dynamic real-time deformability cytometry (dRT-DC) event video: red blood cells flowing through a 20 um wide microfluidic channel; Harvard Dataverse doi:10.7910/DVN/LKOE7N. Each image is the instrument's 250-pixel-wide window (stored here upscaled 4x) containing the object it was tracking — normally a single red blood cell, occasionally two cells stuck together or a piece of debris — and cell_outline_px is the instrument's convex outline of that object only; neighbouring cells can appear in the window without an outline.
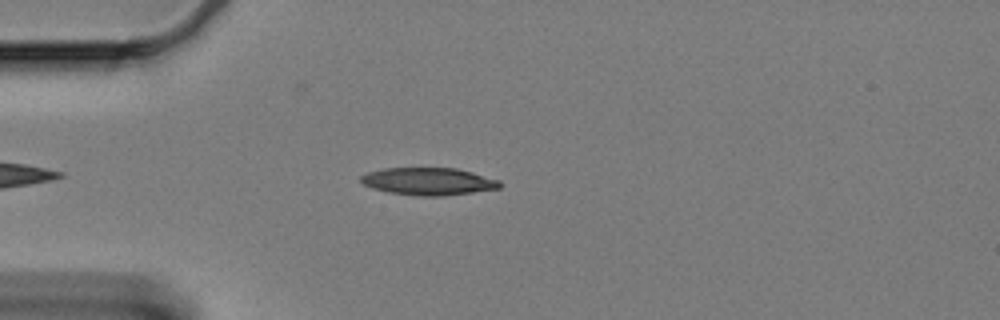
{"species": "Egyptian fruit bat (a non-hibernating species)", "species_latin": "Rousettus aegyptiacus", "temperature_condition": "cold", "stored_images_in_passage": 48, "camera_frame_rate_fps": 3000, "um_per_image_px": 0.085, "animal": {"sex": "female"}, "frame": {"image": 1, "passage_image": 8, "time_ms": 2.333, "image_size_px": [1000, 320], "cell_outline_px": [[504, 184], [500, 188], [444, 196], [420, 196], [388, 192], [372, 188], [364, 184], [360, 180], [360, 176], [368, 172], [384, 168], [456, 168], [472, 172], [500, 180]], "centroid_in_image_um": [36.44, 15.42], "position_along_channel_um": 48.6, "area_um2": 22.25}}
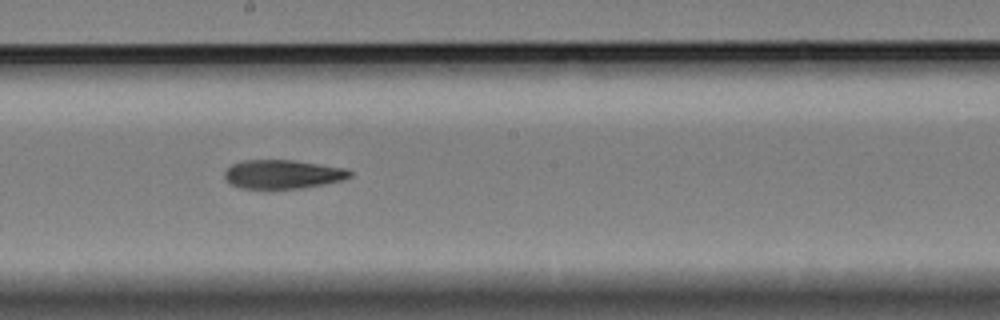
{"frame": {"image": 2, "passage_image": 25, "time_ms": 8.0, "image_size_px": [1000, 320], "cell_outline_px": [[352, 176], [340, 180], [300, 188], [240, 188], [232, 184], [224, 176], [224, 172], [232, 164], [244, 160], [292, 160], [344, 168], [352, 172]], "centroid_in_image_um": [24.0, 14.8], "position_along_channel_um": 224.2, "area_um2": 20.58}}
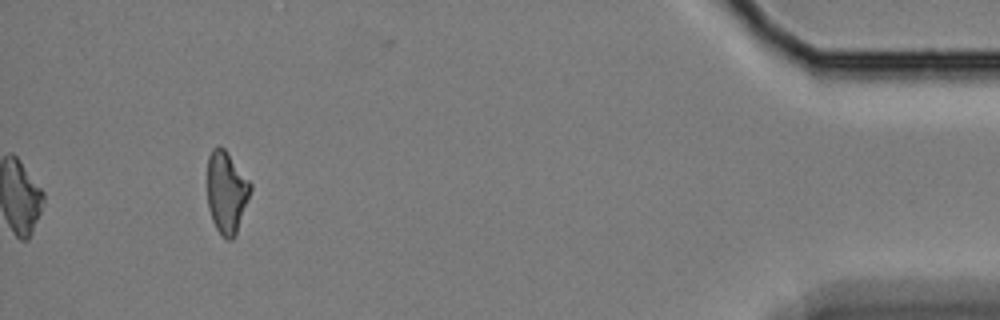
{"frame": {"image": 3, "passage_image": 48, "time_ms": 15.667, "image_size_px": [1000, 320], "cell_outline_px": [[252, 188], [236, 236], [232, 240], [228, 240], [216, 228], [212, 220], [208, 208], [208, 156], [212, 148], [216, 144], [220, 144], [224, 148], [252, 184]], "centroid_in_image_um": [19.26, 16.32], "position_along_channel_um": 415.9, "area_um2": 20.69}, "authors_computed_cell_mechanics": {"area_um2": 21.675, "velocity_mm_per_s": 3.3319, "shape_relaxation_time_tau1_ms": 7.6229, "shape_relaxation_time_tau2_ms": 5.0854, "deformation_change_tau1": 0.1812, "deformation_change_tau2": 0.1464}}